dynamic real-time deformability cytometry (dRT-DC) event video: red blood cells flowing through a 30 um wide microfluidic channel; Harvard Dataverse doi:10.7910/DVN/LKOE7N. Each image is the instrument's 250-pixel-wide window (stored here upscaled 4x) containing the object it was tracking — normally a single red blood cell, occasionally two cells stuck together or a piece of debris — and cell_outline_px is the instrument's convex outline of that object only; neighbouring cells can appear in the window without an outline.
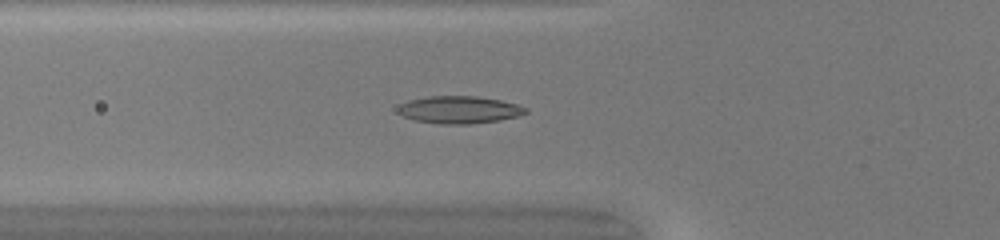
{"species": "common noctule bat (a hibernating species)", "species_latin": "Nyctalus noctula", "temperature_condition": "warm", "stored_images_in_passage": 50, "camera_frame_rate_fps": 3000, "um_per_image_px": 0.085, "animal": {"sex": "female", "body_mass_g": 20.0, "forearm_length_mm": 54.0}, "frame": {"image": 1, "passage_image": 19, "time_ms": 6.0, "image_size_px": [1000, 240], "cell_outline_px": [[528, 112], [520, 116], [500, 120], [468, 124], [440, 124], [416, 120], [404, 116], [396, 112], [400, 104], [408, 100], [428, 96], [476, 96], [500, 100], [516, 104], [528, 108]], "centroid_in_image_um": [39.05, 9.33], "position_along_channel_um": 86.8, "area_um2": 20.46}}
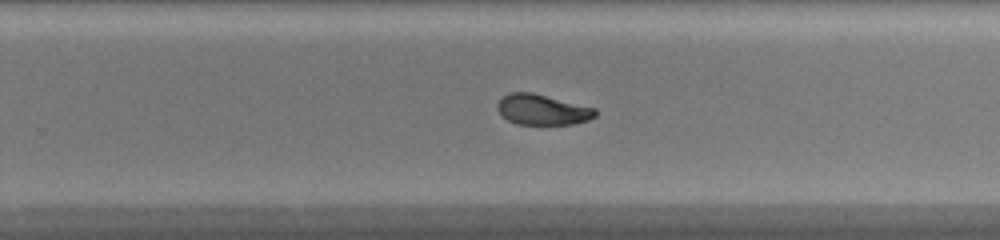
{"frame": {"image": 2, "passage_image": 33, "time_ms": 10.667, "image_size_px": [1000, 240], "cell_outline_px": [[596, 116], [588, 120], [572, 124], [516, 124], [500, 116], [496, 108], [496, 104], [508, 92], [532, 92], [596, 108]], "centroid_in_image_um": [46.06, 9.32], "position_along_channel_um": 283.7, "area_um2": 17.51}}
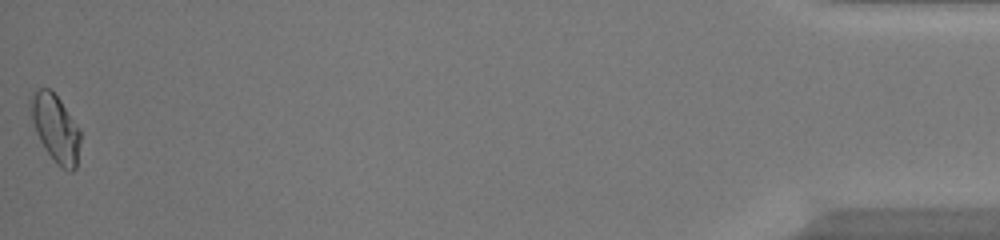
{"frame": {"image": 3, "passage_image": 50, "time_ms": 16.333, "image_size_px": [1000, 240], "cell_outline_px": [[80, 140], [76, 168], [72, 172], [68, 172], [56, 164], [44, 148], [36, 132], [28, 108], [28, 100], [32, 92], [36, 88], [48, 88], [60, 100], [80, 128]], "centroid_in_image_um": [4.69, 10.89], "position_along_channel_um": 430.5, "area_um2": 19.83}, "authors_computed_cell_mechanics": {"area_um2": 18.4671, "velocity_mm_per_s": 4.217, "shape_relaxation_time_tau1_ms": null, "shape_relaxation_time_tau2_ms": 1.5233, "deformation_change_tau1": null, "deformation_change_tau2": 0.0511}}